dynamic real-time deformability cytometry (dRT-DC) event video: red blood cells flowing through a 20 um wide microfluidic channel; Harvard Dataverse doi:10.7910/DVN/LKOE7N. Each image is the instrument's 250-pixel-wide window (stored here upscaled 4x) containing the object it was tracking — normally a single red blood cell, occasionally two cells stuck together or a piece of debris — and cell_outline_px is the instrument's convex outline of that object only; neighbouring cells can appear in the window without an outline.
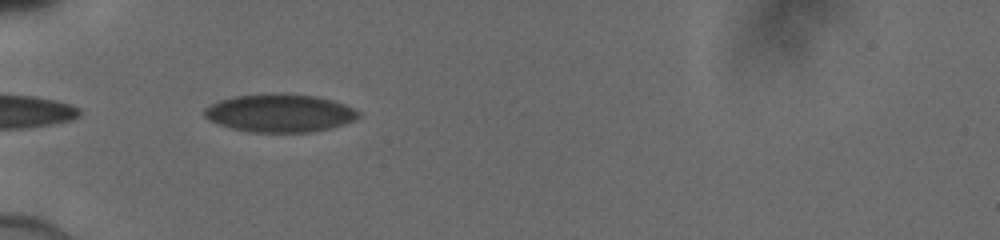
{"species": "human", "species_latin": "Homo sapiens", "temperature_condition": "cold", "stored_images_in_passage": 33, "camera_frame_rate_fps": 3000, "um_per_image_px": 0.085, "donor": {"sex": "male"}, "frame": {"image": 1, "passage_image": 1, "time_ms": 0.0, "image_size_px": [1000, 240], "cell_outline_px": [[360, 116], [344, 124], [328, 128], [308, 132], [252, 132], [232, 128], [208, 120], [204, 116], [204, 108], [220, 100], [236, 96], [316, 96], [332, 100], [344, 104], [360, 112]], "centroid_in_image_um": [23.78, 9.65], "position_along_channel_um": 61.2, "area_um2": 32.83}}
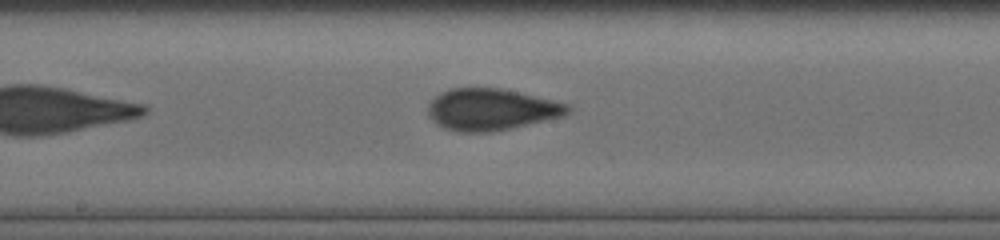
{"frame": {"image": 2, "passage_image": 12, "time_ms": 3.667, "image_size_px": [1000, 240], "cell_outline_px": [[572, 108], [564, 116], [492, 132], [456, 132], [444, 128], [436, 124], [428, 116], [428, 104], [440, 92], [448, 88], [500, 88], [552, 100], [568, 104]], "centroid_in_image_um": [41.71, 9.31], "position_along_channel_um": 206.5, "area_um2": 33.87}}
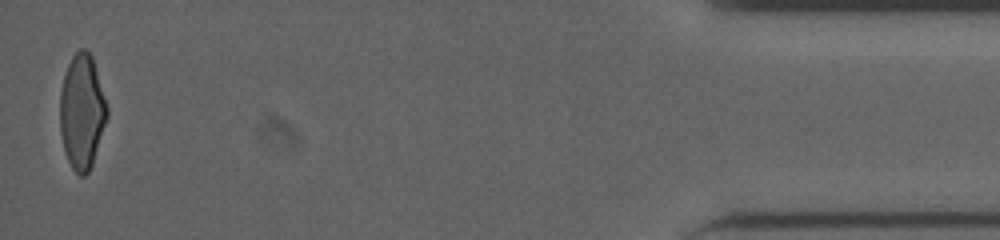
{"frame": {"image": 3, "passage_image": 33, "time_ms": 10.667, "image_size_px": [1000, 240], "cell_outline_px": [[108, 116], [92, 164], [88, 172], [84, 176], [80, 176], [72, 168], [64, 152], [60, 132], [60, 92], [64, 76], [68, 64], [72, 56], [80, 48], [84, 48], [92, 56], [108, 108]], "centroid_in_image_um": [6.96, 9.5], "position_along_channel_um": 428.2, "area_um2": 31.39}}